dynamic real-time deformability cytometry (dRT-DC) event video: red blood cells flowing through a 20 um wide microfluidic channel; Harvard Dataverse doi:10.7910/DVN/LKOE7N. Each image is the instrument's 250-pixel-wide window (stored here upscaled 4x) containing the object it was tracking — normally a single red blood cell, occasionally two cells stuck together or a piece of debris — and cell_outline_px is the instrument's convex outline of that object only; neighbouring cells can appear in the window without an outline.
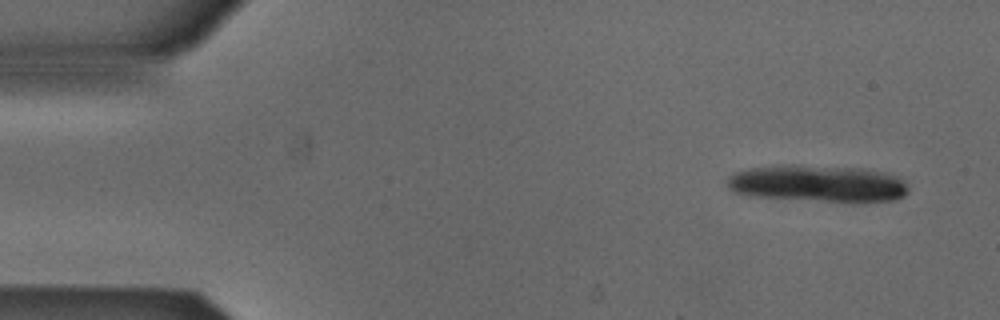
{"species": "Egyptian fruit bat (a non-hibernating species)", "species_latin": "Rousettus aegyptiacus", "temperature_condition": "cold", "stored_images_in_passage": 4, "camera_frame_rate_fps": 3000, "um_per_image_px": 0.085, "animal": {"sex": "male"}, "frame": {"image": 1, "passage_image": 1, "time_ms": 0.0, "image_size_px": [1000, 320], "cell_outline_px": [[908, 192], [904, 196], [896, 200], [864, 204], [852, 204], [752, 196], [736, 192], [728, 188], [728, 176], [736, 172], [748, 168], [780, 164], [796, 164], [864, 168], [884, 172], [900, 176], [904, 180], [908, 188]], "centroid_in_image_um": [69.61, 15.62], "position_along_channel_um": 15.4, "area_um2": 40.52}}